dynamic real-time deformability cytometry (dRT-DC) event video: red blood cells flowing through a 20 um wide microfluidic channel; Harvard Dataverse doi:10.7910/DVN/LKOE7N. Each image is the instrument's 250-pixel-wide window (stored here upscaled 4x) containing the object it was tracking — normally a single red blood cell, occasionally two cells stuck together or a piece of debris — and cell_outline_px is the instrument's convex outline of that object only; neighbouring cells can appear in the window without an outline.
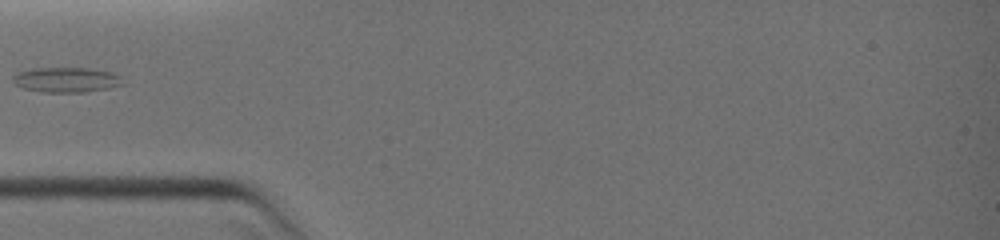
{"species": "common noctule bat (a hibernating species)", "species_latin": "Nyctalus noctula", "temperature_condition": "warm", "stored_images_in_passage": 5, "camera_frame_rate_fps": 3000, "um_per_image_px": 0.085, "animal": {"sex": "female", "body_mass_g": 19.0, "forearm_length_mm": 51.5}, "frame": {"image": 1, "passage_image": 5, "time_ms": 4.0, "image_size_px": [1000, 240], "cell_outline_px": [[124, 84], [108, 88], [84, 92], [40, 92], [24, 88], [16, 84], [12, 80], [12, 76], [20, 72], [32, 68], [88, 68], [112, 72], [120, 76]], "centroid_in_image_um": [5.64, 6.78], "position_along_channel_um": 79.4, "area_um2": 15.95}}